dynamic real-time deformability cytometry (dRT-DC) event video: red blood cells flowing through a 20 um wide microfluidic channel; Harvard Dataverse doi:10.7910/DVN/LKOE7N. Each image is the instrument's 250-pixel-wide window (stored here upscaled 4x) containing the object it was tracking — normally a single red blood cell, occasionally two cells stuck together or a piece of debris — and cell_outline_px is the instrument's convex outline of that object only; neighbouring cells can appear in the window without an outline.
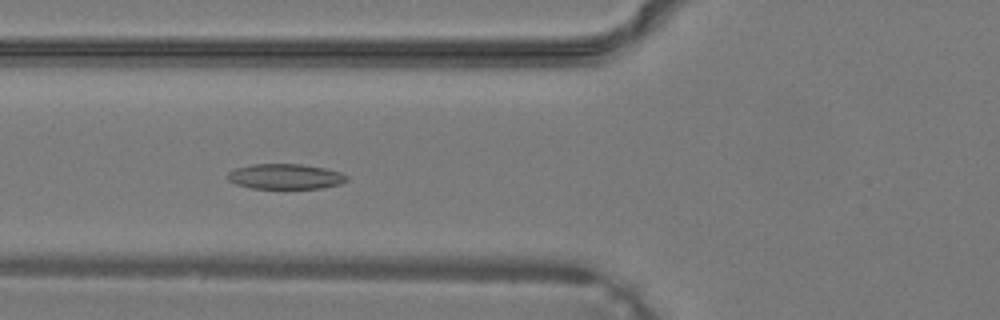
{"species": "common noctule bat (a hibernating species)", "species_latin": "Nyctalus noctula", "temperature_condition": "warm", "stored_images_in_passage": 39, "camera_frame_rate_fps": 3000, "um_per_image_px": 0.085, "animal": {"sex": "male", "body_mass_g": 19.2, "forearm_length_mm": 51.8}, "frame": {"image": 1, "passage_image": 15, "time_ms": 4.667, "image_size_px": [1000, 320], "cell_outline_px": [[348, 180], [340, 184], [320, 188], [252, 188], [236, 184], [228, 180], [228, 172], [236, 168], [252, 164], [300, 164], [324, 168], [340, 172], [348, 176]], "centroid_in_image_um": [24.26, 15.0], "position_along_channel_um": 101.5, "area_um2": 17.4}}
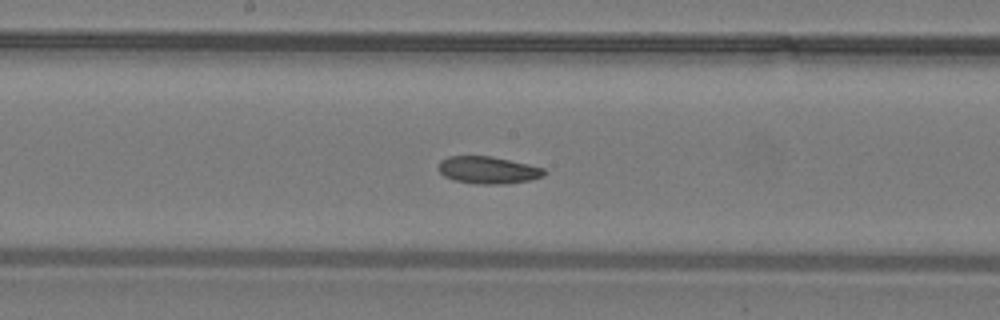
{"frame": {"image": 2, "passage_image": 21, "time_ms": 6.667, "image_size_px": [1000, 320], "cell_outline_px": [[548, 172], [544, 176], [532, 180], [504, 184], [476, 184], [456, 180], [444, 176], [440, 172], [440, 160], [448, 156], [492, 156], [528, 164], [544, 168]], "centroid_in_image_um": [41.54, 14.46], "position_along_channel_um": 206.7, "area_um2": 16.82}}
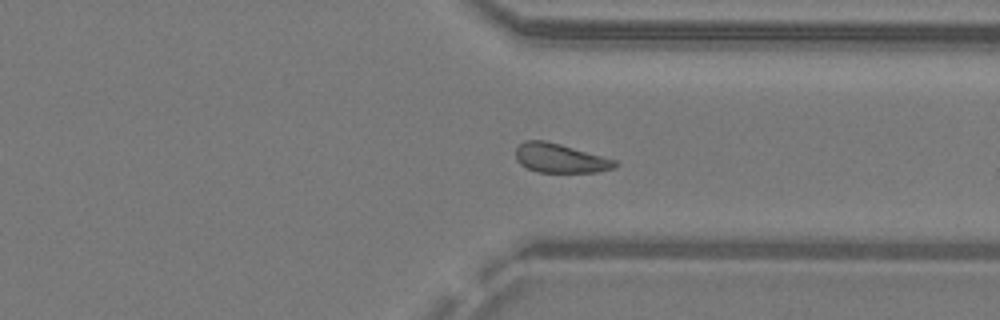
{"frame": {"image": 3, "passage_image": 30, "time_ms": 9.667, "image_size_px": [1000, 320], "cell_outline_px": [[620, 164], [612, 168], [596, 172], [540, 172], [528, 168], [520, 164], [516, 160], [516, 148], [524, 140], [544, 140], [560, 144], [616, 160]], "centroid_in_image_um": [47.6, 13.44], "position_along_channel_um": 363.8, "area_um2": 16.7}}